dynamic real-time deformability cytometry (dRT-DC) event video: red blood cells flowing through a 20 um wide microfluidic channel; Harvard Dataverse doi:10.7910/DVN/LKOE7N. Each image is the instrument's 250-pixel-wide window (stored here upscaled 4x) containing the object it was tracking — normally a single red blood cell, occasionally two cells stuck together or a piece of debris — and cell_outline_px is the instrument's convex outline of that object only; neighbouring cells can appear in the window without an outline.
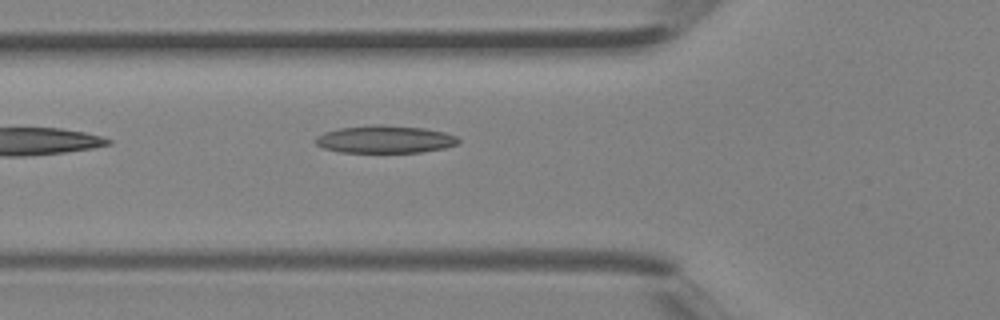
{"species": "Egyptian fruit bat (a non-hibernating species)", "species_latin": "Rousettus aegyptiacus", "temperature_condition": "room temperature", "stored_images_in_passage": 5, "camera_frame_rate_fps": 3000, "um_per_image_px": 0.085, "animal": {"sex": "female"}, "frame": {"image": 1, "passage_image": 4, "time_ms": 1.0, "image_size_px": [1000, 320], "cell_outline_px": [[460, 144], [444, 148], [420, 152], [340, 152], [324, 148], [316, 144], [312, 140], [316, 136], [324, 132], [340, 128], [372, 124], [380, 124], [424, 128], [444, 132], [456, 136], [460, 140]], "centroid_in_image_um": [32.71, 11.83], "position_along_channel_um": 93.1, "area_um2": 23.12}}